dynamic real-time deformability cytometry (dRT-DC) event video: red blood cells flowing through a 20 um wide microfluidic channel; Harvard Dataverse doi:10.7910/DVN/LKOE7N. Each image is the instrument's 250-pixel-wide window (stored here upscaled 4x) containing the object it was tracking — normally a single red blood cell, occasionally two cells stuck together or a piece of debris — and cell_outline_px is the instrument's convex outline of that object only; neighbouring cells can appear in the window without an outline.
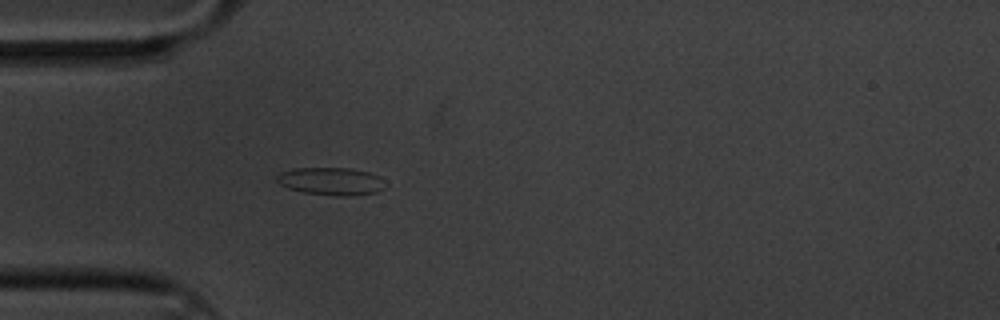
{"species": "common noctule bat (a hibernating species)", "species_latin": "Nyctalus noctula", "temperature_condition": "cold", "stored_images_in_passage": 3, "camera_frame_rate_fps": 3000, "um_per_image_px": 0.085, "animal": {"sex": "male", "body_mass_g": 20.1, "forearm_length_mm": 53.5}, "frame": {"image": 1, "passage_image": 3, "time_ms": 0.667, "image_size_px": [1000, 320], "cell_outline_px": [[388, 184], [384, 188], [376, 192], [344, 196], [340, 196], [304, 192], [288, 188], [280, 184], [276, 180], [276, 176], [280, 172], [292, 168], [352, 168], [368, 172], [380, 176]], "centroid_in_image_um": [28.16, 15.39], "position_along_channel_um": 56.8, "area_um2": 17.57}}